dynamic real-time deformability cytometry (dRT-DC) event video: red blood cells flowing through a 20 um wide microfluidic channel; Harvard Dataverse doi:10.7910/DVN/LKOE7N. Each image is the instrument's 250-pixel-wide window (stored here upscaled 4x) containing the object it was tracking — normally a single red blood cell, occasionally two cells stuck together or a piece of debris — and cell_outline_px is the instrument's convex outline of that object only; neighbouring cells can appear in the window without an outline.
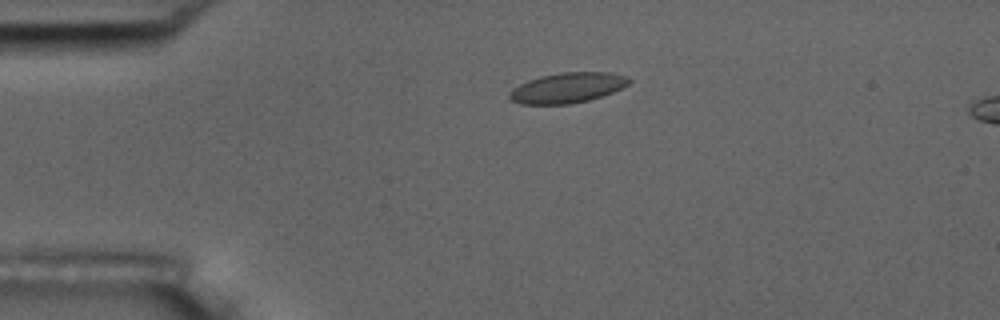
{"species": "common noctule bat (a hibernating species)", "species_latin": "Nyctalus noctula", "temperature_condition": "room temperature", "stored_images_in_passage": 6, "camera_frame_rate_fps": 3000, "um_per_image_px": 0.085, "animal": {"sex": "male", "body_mass_g": 17.5, "forearm_length_mm": 52.3}, "frame": {"image": 1, "passage_image": 4, "time_ms": 3.667, "image_size_px": [1000, 320], "cell_outline_px": [[632, 80], [628, 84], [612, 92], [588, 100], [568, 104], [520, 104], [512, 100], [508, 96], [508, 92], [512, 88], [528, 80], [540, 76], [560, 72], [612, 72], [628, 76]], "centroid_in_image_um": [48.22, 7.45], "position_along_channel_um": 36.8, "area_um2": 21.1}}